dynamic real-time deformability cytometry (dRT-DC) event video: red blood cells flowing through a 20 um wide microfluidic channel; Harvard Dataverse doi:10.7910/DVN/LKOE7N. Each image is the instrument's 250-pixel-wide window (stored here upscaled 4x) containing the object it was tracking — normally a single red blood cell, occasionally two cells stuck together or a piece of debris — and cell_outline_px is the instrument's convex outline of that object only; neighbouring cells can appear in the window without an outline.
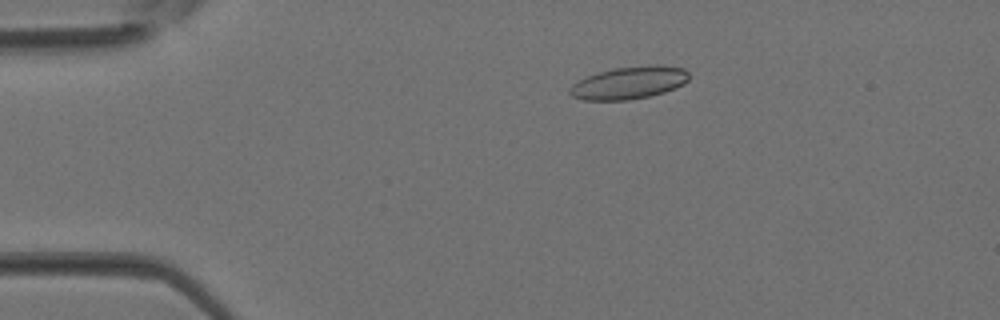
{"species": "Egyptian fruit bat (a non-hibernating species)", "species_latin": "Rousettus aegyptiacus", "temperature_condition": "room temperature", "stored_images_in_passage": 39, "camera_frame_rate_fps": 3000, "um_per_image_px": 0.085, "animal": {"sex": "female"}, "frame": {"image": 1, "passage_image": 8, "time_ms": 2.333, "image_size_px": [1000, 320], "cell_outline_px": [[688, 80], [684, 84], [676, 88], [664, 92], [648, 96], [628, 100], [584, 100], [572, 96], [568, 92], [568, 88], [576, 80], [600, 72], [616, 68], [656, 64], [684, 68], [688, 72]], "centroid_in_image_um": [53.46, 7.04], "position_along_channel_um": 31.5, "area_um2": 22.6}}
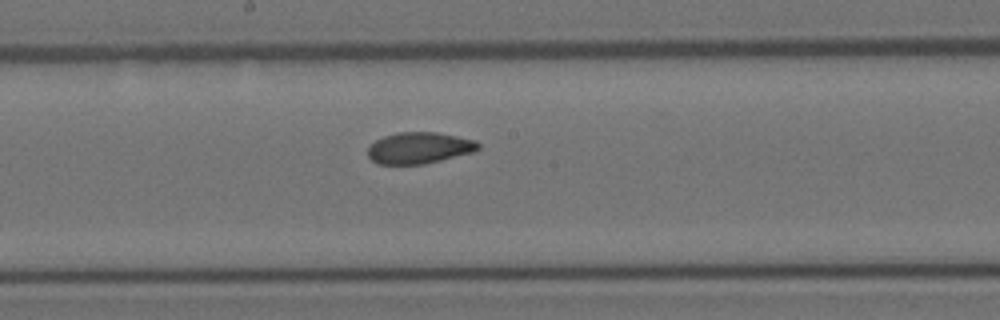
{"frame": {"image": 2, "passage_image": 21, "time_ms": 6.667, "image_size_px": [1000, 320], "cell_outline_px": [[480, 148], [476, 152], [424, 164], [376, 164], [368, 156], [368, 148], [376, 140], [384, 136], [396, 132], [436, 132], [476, 140], [480, 144]], "centroid_in_image_um": [35.66, 12.57], "position_along_channel_um": 212.5, "area_um2": 20.35}}
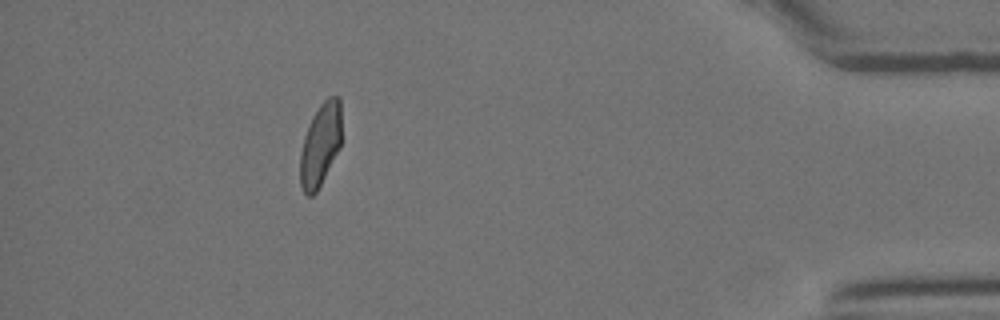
{"frame": {"image": 3, "passage_image": 35, "time_ms": 11.333, "image_size_px": [1000, 320], "cell_outline_px": [[340, 148], [316, 192], [312, 196], [308, 196], [304, 192], [300, 184], [300, 152], [304, 136], [308, 124], [312, 116], [320, 104], [328, 96], [340, 96]], "centroid_in_image_um": [27.21, 12.29], "position_along_channel_um": 408.0, "area_um2": 19.94}}